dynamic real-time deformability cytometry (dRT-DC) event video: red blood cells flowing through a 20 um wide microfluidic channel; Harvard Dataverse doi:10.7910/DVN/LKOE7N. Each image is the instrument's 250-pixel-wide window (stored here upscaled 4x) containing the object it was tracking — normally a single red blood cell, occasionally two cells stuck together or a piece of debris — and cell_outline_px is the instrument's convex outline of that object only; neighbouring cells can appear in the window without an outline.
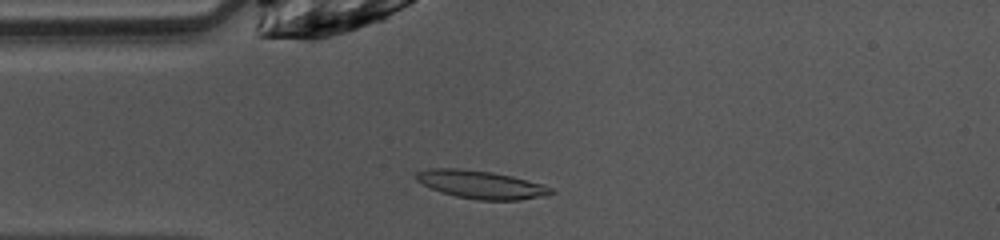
{"species": "common noctule bat (a hibernating species)", "species_latin": "Nyctalus noctula", "temperature_condition": "warm", "stored_images_in_passage": 47, "camera_frame_rate_fps": 3000, "um_per_image_px": 0.085, "animal": {"sex": "female", "body_mass_g": 10.0, "forearm_length_mm": 53.1}, "frame": {"image": 1, "passage_image": 10, "time_ms": 3.0, "image_size_px": [1000, 240], "cell_outline_px": [[556, 192], [548, 196], [520, 200], [480, 200], [456, 196], [440, 192], [416, 180], [416, 172], [428, 168], [456, 168], [492, 172], [512, 176], [544, 184], [552, 188]], "centroid_in_image_um": [40.95, 15.69], "position_along_channel_um": 44.1, "area_um2": 22.14}}
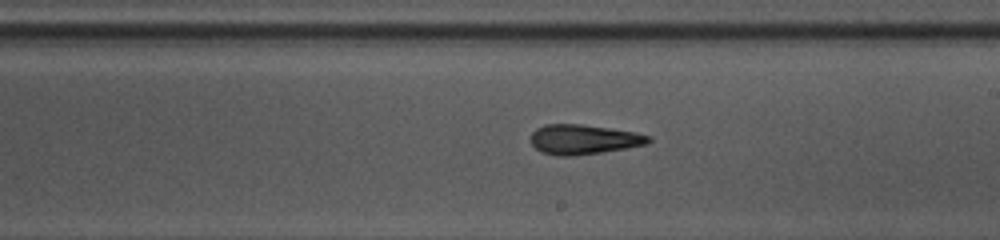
{"frame": {"image": 2, "passage_image": 25, "time_ms": 8.0, "image_size_px": [1000, 240], "cell_outline_px": [[652, 140], [648, 144], [628, 148], [572, 156], [556, 156], [540, 152], [532, 144], [532, 132], [536, 128], [544, 124], [580, 124], [636, 132], [652, 136]], "centroid_in_image_um": [49.63, 11.85], "position_along_channel_um": 239.4, "area_um2": 20.52}}
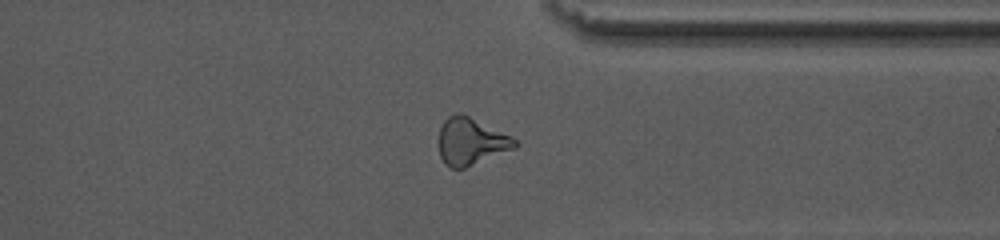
{"frame": {"image": 3, "passage_image": 35, "time_ms": 11.333, "image_size_px": [1000, 240], "cell_outline_px": [[520, 144], [516, 148], [464, 168], [452, 168], [444, 164], [440, 156], [436, 140], [440, 128], [444, 120], [448, 116], [456, 112], [468, 116], [512, 136]], "centroid_in_image_um": [40.0, 12.03], "position_along_channel_um": 371.4, "area_um2": 21.15}, "authors_computed_cell_mechanics": {"area_um2": 20.6346, "velocity_mm_per_s": 4.0662, "shape_relaxation_time_tau1_ms": 5.829, "shape_relaxation_time_tau2_ms": 3.969, "deformation_change_tau1": 0.1758, "deformation_change_tau2": 0.1618}}